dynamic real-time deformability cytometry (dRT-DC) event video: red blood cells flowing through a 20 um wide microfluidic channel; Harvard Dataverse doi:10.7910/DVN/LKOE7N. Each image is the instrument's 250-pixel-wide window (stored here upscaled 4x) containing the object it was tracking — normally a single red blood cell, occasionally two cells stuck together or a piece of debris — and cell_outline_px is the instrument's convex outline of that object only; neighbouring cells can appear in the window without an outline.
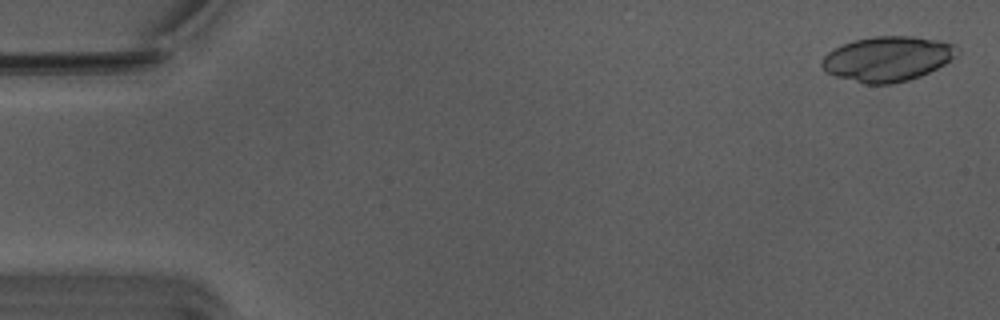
{"species": "Egyptian fruit bat (a non-hibernating species)", "species_latin": "Rousettus aegyptiacus", "temperature_condition": "warm", "stored_images_in_passage": 19, "camera_frame_rate_fps": 3000, "um_per_image_px": 0.085, "animal": {"sex": "male"}, "frame": {"image": 1, "passage_image": 2, "time_ms": 0.333, "image_size_px": [1000, 320], "cell_outline_px": [[960, 52], [944, 64], [920, 76], [908, 80], [892, 84], [864, 84], [836, 76], [828, 72], [820, 64], [824, 56], [828, 52], [852, 40], [872, 36], [912, 36], [936, 40], [952, 44]], "centroid_in_image_um": [75.42, 5.0], "position_along_channel_um": 9.6, "area_um2": 35.08}}